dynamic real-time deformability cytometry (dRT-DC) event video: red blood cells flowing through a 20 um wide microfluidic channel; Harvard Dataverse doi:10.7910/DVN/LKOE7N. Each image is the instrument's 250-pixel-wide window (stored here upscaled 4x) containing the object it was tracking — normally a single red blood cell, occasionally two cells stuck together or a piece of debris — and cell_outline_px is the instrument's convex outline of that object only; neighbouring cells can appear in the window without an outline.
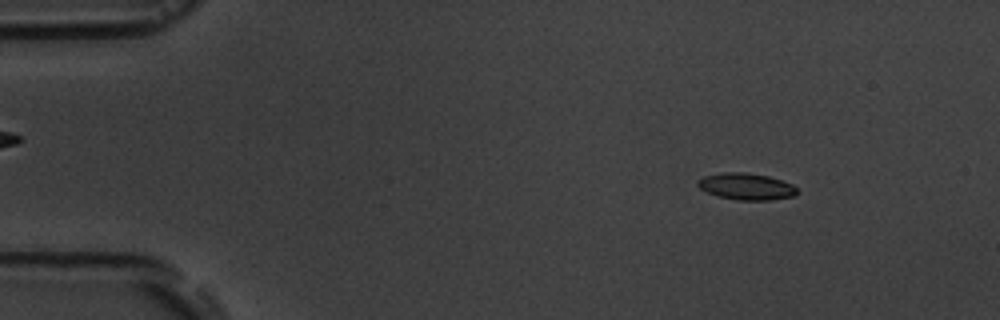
{"species": "common noctule bat (a hibernating species)", "species_latin": "Nyctalus noctula", "temperature_condition": "room temperature", "stored_images_in_passage": 4, "camera_frame_rate_fps": 3000, "um_per_image_px": 0.085, "animal": {"sex": "male", "body_mass_g": 19.5, "forearm_length_mm": 54.6}, "frame": {"image": 1, "passage_image": 1, "time_ms": 0.0, "image_size_px": [1000, 320], "cell_outline_px": [[800, 192], [796, 196], [772, 200], [736, 200], [716, 196], [700, 188], [696, 184], [696, 180], [704, 176], [724, 172], [744, 172], [768, 176], [792, 184]], "centroid_in_image_um": [63.44, 15.86], "position_along_channel_um": 21.6, "area_um2": 15.61}}
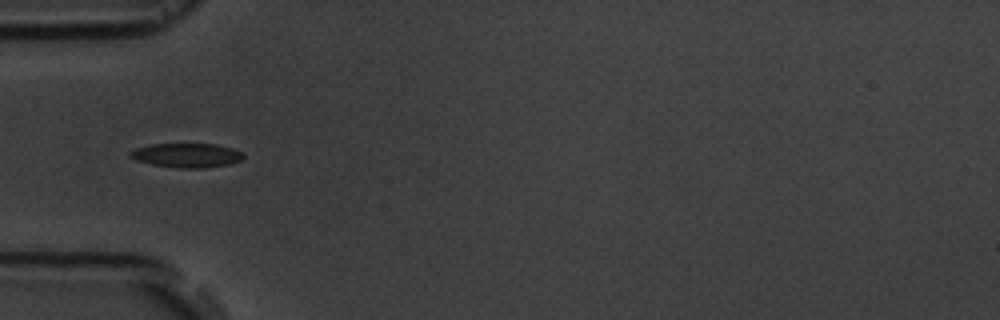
{"frame": {"image": 2, "passage_image": 4, "time_ms": 3.667, "image_size_px": [1000, 320], "cell_outline_px": [[244, 156], [240, 160], [228, 164], [204, 168], [176, 168], [152, 164], [136, 160], [128, 156], [128, 152], [136, 148], [152, 144], [216, 144], [232, 148], [240, 152]], "centroid_in_image_um": [15.83, 13.2], "position_along_channel_um": 69.2, "area_um2": 15.9}}